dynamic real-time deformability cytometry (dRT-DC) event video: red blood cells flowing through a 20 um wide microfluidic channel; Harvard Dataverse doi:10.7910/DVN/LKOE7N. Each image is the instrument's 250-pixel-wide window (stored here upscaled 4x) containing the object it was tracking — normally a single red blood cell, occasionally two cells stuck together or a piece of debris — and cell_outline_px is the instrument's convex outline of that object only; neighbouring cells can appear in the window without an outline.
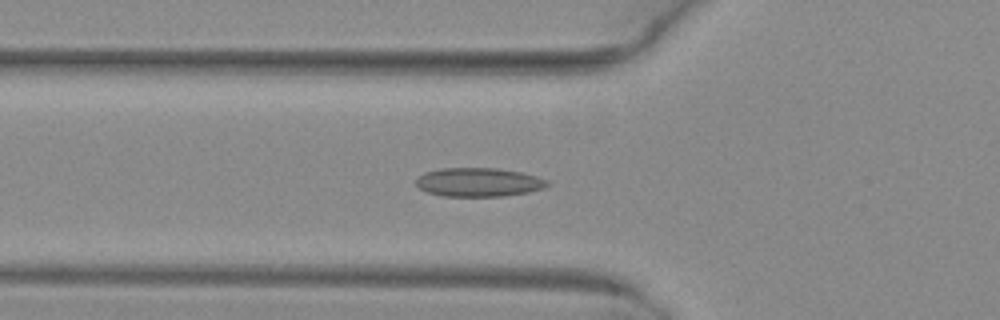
{"species": "common noctule bat (a hibernating species)", "species_latin": "Nyctalus noctula", "temperature_condition": "warm", "stored_images_in_passage": 46, "camera_frame_rate_fps": 3000, "um_per_image_px": 0.085, "animal": {"sex": "female", "body_mass_g": 29.2, "forearm_length_mm": 56.3}, "frame": {"image": 1, "passage_image": 14, "time_ms": 4.333, "image_size_px": [1000, 320], "cell_outline_px": [[552, 184], [544, 188], [528, 192], [504, 196], [444, 196], [428, 192], [420, 188], [416, 184], [416, 180], [424, 172], [440, 168], [496, 168], [520, 172], [536, 176], [548, 180]], "centroid_in_image_um": [40.71, 15.48], "position_along_channel_um": 85.1, "area_um2": 22.02}}
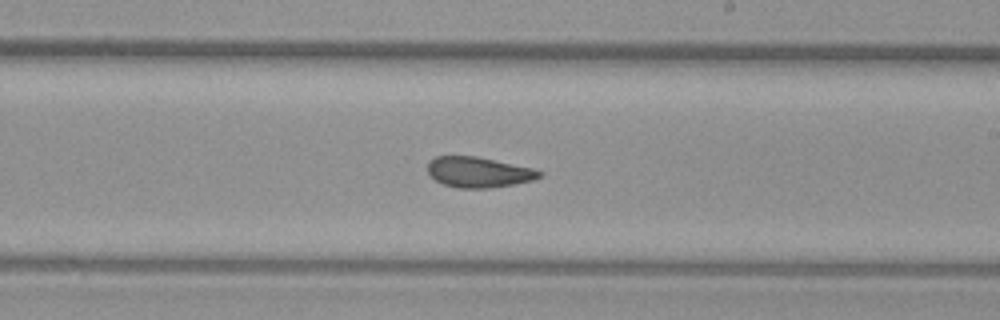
{"frame": {"image": 2, "passage_image": 26, "time_ms": 8.333, "image_size_px": [1000, 320], "cell_outline_px": [[544, 176], [532, 180], [512, 184], [488, 188], [456, 188], [444, 184], [436, 180], [428, 172], [428, 160], [436, 156], [476, 156], [532, 168], [544, 172]], "centroid_in_image_um": [40.68, 14.63], "position_along_channel_um": 248.3, "area_um2": 19.77}}
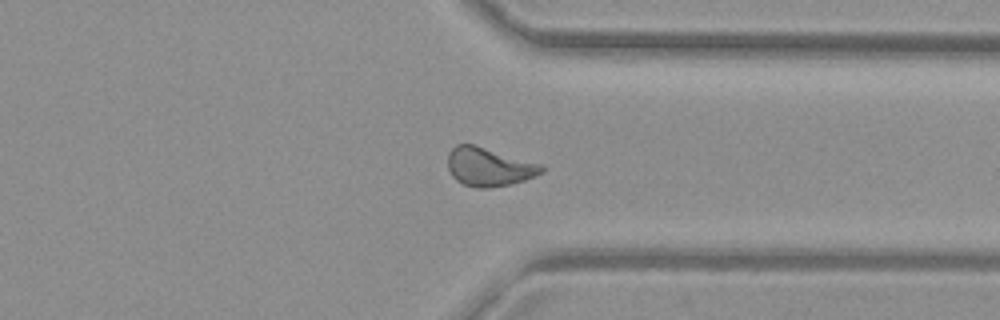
{"frame": {"image": 3, "passage_image": 35, "time_ms": 11.333, "image_size_px": [1000, 320], "cell_outline_px": [[544, 172], [524, 180], [512, 184], [488, 188], [476, 188], [464, 184], [456, 180], [452, 176], [448, 168], [448, 152], [456, 144], [472, 144], [540, 164], [544, 168]], "centroid_in_image_um": [41.53, 14.2], "position_along_channel_um": 369.9, "area_um2": 20.87}, "authors_computed_cell_mechanics": {"area_um2": 21.0681, "velocity_mm_per_s": 4.0747, "shape_relaxation_time_tau1_ms": null, "shape_relaxation_time_tau2_ms": 1.9734, "deformation_change_tau1": null, "deformation_change_tau2": 0.0658}}